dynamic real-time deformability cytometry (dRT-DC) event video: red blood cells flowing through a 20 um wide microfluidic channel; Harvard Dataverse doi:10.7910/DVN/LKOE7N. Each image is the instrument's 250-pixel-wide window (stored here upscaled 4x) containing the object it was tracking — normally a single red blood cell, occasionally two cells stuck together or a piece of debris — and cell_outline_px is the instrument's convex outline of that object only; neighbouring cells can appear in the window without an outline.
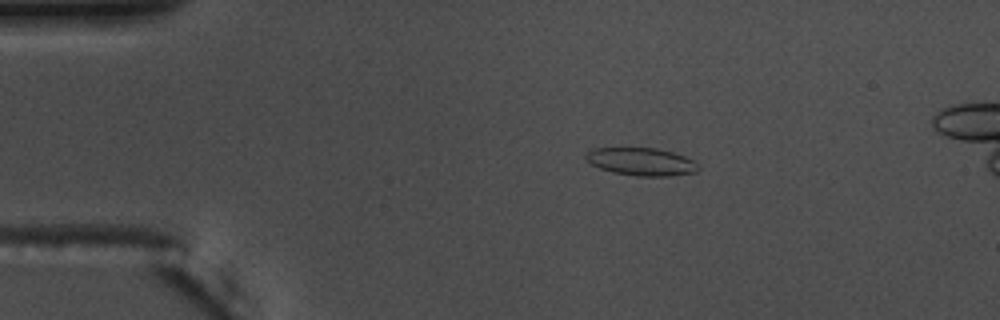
{"species": "common noctule bat (a hibernating species)", "species_latin": "Nyctalus noctula", "temperature_condition": "warm", "stored_images_in_passage": 55, "camera_frame_rate_fps": 3000, "um_per_image_px": 0.085, "animal": {"sex": "male", "body_mass_g": 17.5, "forearm_length_mm": 52.3}, "frame": {"image": 1, "passage_image": 10, "time_ms": 3.0, "image_size_px": [1000, 320], "cell_outline_px": [[700, 168], [696, 172], [668, 176], [636, 176], [612, 172], [600, 168], [584, 160], [584, 156], [592, 148], [656, 148], [672, 152], [684, 156], [700, 164]], "centroid_in_image_um": [54.51, 13.74], "position_along_channel_um": 30.5, "area_um2": 18.26}}
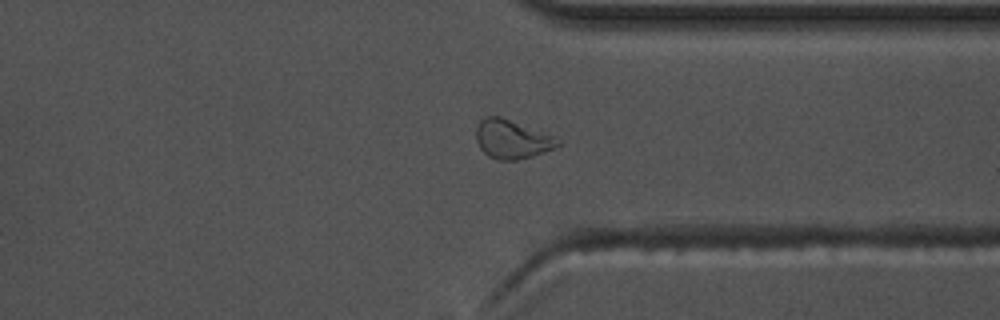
{"frame": {"image": 2, "passage_image": 42, "time_ms": 13.667, "image_size_px": [1000, 320], "cell_outline_px": [[560, 144], [544, 152], [532, 156], [516, 160], [496, 160], [488, 156], [480, 148], [476, 140], [476, 128], [480, 120], [484, 116], [500, 116], [556, 136], [560, 140]], "centroid_in_image_um": [43.5, 11.83], "position_along_channel_um": 367.9, "area_um2": 18.55}}
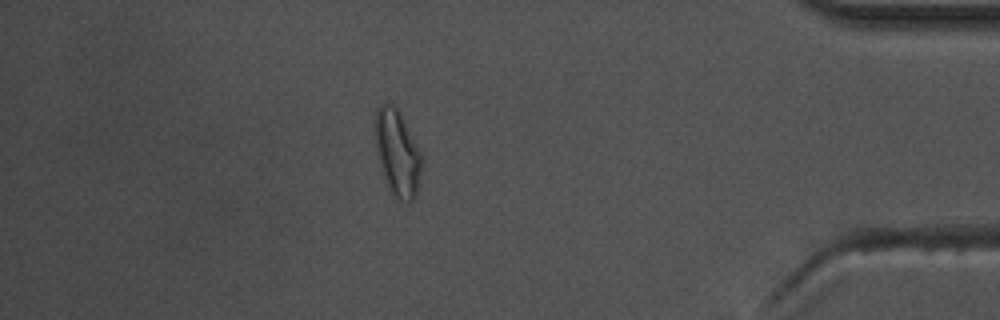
{"frame": {"image": 3, "passage_image": 48, "time_ms": 15.667, "image_size_px": [1000, 320], "cell_outline_px": [[424, 156], [416, 196], [408, 204], [400, 200], [388, 188], [376, 152], [372, 124], [376, 108], [380, 104], [392, 104], [400, 112]], "centroid_in_image_um": [33.76, 12.96], "position_along_channel_um": 401.4, "area_um2": 24.04}}